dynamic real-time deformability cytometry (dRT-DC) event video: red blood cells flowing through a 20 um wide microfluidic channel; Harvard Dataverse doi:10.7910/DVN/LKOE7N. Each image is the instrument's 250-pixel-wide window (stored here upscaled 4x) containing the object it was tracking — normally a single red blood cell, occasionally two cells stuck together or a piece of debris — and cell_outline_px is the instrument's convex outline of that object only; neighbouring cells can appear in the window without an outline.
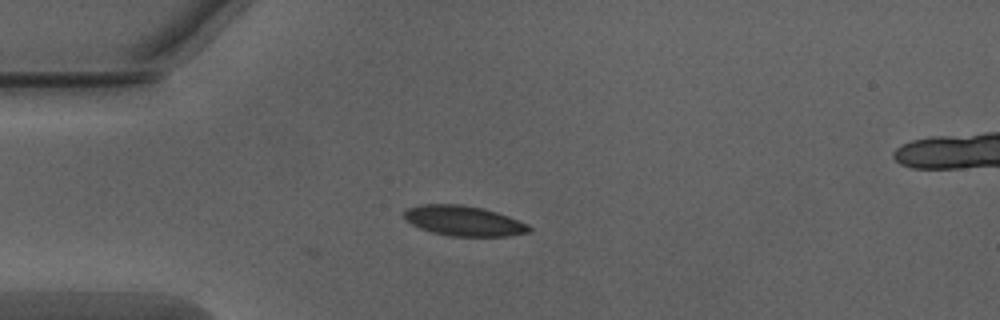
{"species": "Egyptian fruit bat (a non-hibernating species)", "species_latin": "Rousettus aegyptiacus", "temperature_condition": "warm", "stored_images_in_passage": 13, "camera_frame_rate_fps": 3000, "um_per_image_px": 0.085, "animal": {"sex": "male"}, "frame": {"image": 1, "passage_image": 13, "time_ms": 4.0, "image_size_px": [1000, 320], "cell_outline_px": [[532, 232], [508, 236], [452, 236], [432, 232], [420, 228], [404, 220], [404, 212], [408, 208], [420, 204], [460, 204], [480, 208], [496, 212], [508, 216], [528, 224], [532, 228]], "centroid_in_image_um": [39.42, 18.77], "position_along_channel_um": 45.6, "area_um2": 21.91}}